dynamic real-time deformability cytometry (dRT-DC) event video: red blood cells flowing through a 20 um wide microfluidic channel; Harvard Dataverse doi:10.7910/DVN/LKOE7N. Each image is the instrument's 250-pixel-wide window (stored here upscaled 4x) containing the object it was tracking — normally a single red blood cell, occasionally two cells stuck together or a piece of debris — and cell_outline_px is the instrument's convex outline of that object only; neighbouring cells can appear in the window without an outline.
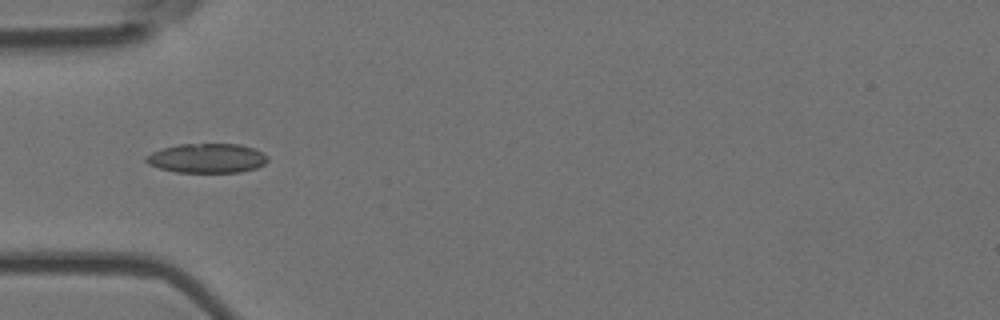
{"species": "Egyptian fruit bat (a non-hibernating species)", "species_latin": "Rousettus aegyptiacus", "temperature_condition": "room temperature", "stored_images_in_passage": 7, "camera_frame_rate_fps": 3000, "um_per_image_px": 0.085, "animal": {"sex": "female"}, "frame": {"image": 1, "passage_image": 5, "time_ms": 1.333, "image_size_px": [1000, 320], "cell_outline_px": [[268, 160], [264, 164], [256, 168], [240, 172], [176, 172], [160, 168], [148, 164], [144, 160], [144, 156], [152, 152], [164, 148], [180, 144], [240, 144], [252, 148], [268, 156]], "centroid_in_image_um": [17.58, 13.45], "position_along_channel_um": 67.4, "area_um2": 20.75}}
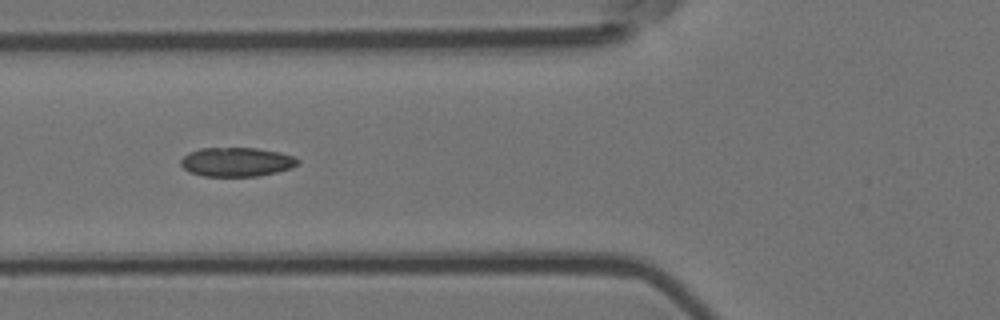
{"frame": {"image": 2, "passage_image": 6, "time_ms": 1.667, "image_size_px": [1000, 320], "cell_outline_px": [[300, 160], [292, 168], [260, 176], [204, 176], [188, 172], [180, 164], [180, 160], [188, 152], [200, 148], [256, 148], [280, 152], [292, 156]], "centroid_in_image_um": [20.08, 13.76], "position_along_channel_um": 105.7, "area_um2": 19.88}}
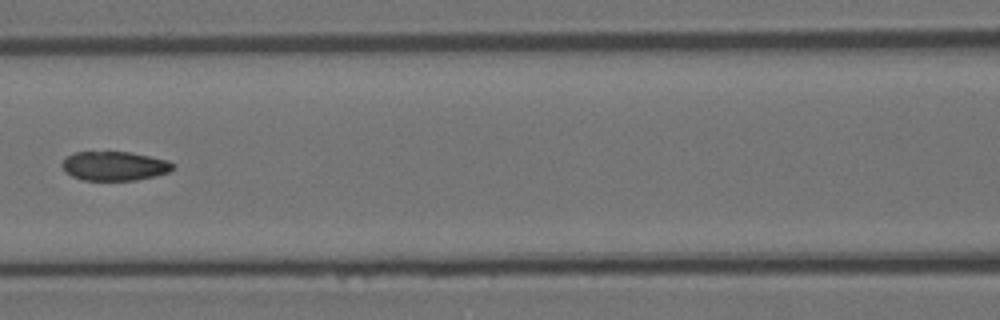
{"frame": {"image": 3, "passage_image": 7, "time_ms": 2.0, "image_size_px": [1000, 320], "cell_outline_px": [[176, 168], [168, 172], [156, 176], [136, 180], [84, 180], [72, 176], [60, 164], [68, 156], [76, 152], [128, 152], [168, 160], [176, 164]], "centroid_in_image_um": [9.79, 14.11], "position_along_channel_um": 156.8, "area_um2": 18.73}}